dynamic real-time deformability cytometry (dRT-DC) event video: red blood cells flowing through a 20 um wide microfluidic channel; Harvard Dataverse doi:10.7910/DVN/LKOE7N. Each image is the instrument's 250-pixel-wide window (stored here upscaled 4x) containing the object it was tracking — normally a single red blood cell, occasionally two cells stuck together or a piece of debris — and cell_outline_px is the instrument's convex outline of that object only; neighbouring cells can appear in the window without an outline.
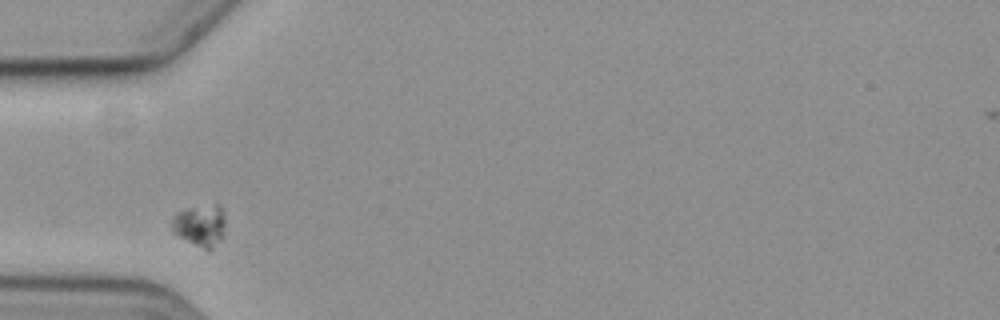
{"species": "common noctule bat (a hibernating species)", "species_latin": "Nyctalus noctula", "temperature_condition": "cold", "stored_images_in_passage": 4, "camera_frame_rate_fps": 3000, "um_per_image_px": 0.085, "animal": {"sex": "female", "body_mass_g": 19.3, "forearm_length_mm": 54.1}, "frame": {"image": 1, "passage_image": 1, "time_ms": 0.0, "image_size_px": [1000, 320], "cell_outline_px": [[224, 236], [208, 252], [172, 232], [172, 216], [176, 212], [188, 208], [216, 204], [220, 204], [224, 212]], "centroid_in_image_um": [17.03, 19.16], "position_along_channel_um": 68.0, "area_um2": 13.18}}
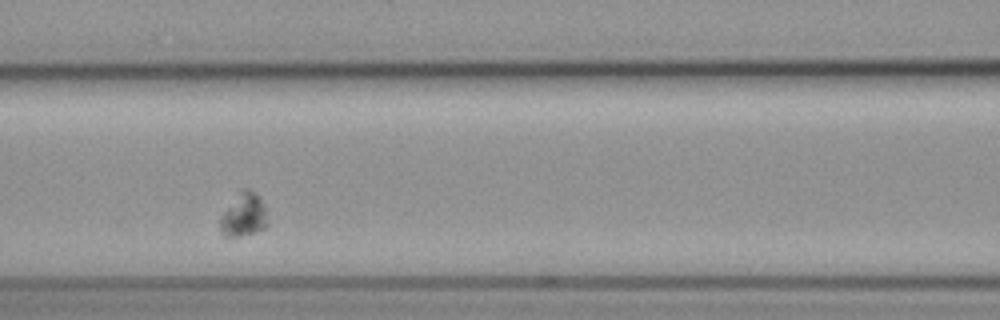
{"frame": {"image": 2, "passage_image": 3, "time_ms": 2.333, "image_size_px": [1000, 320], "cell_outline_px": [[268, 228], [240, 236], [224, 236], [220, 232], [220, 216], [240, 188], [248, 188], [260, 196], [264, 208], [268, 224]], "centroid_in_image_um": [20.71, 18.25], "position_along_channel_um": 145.9, "area_um2": 12.2}}
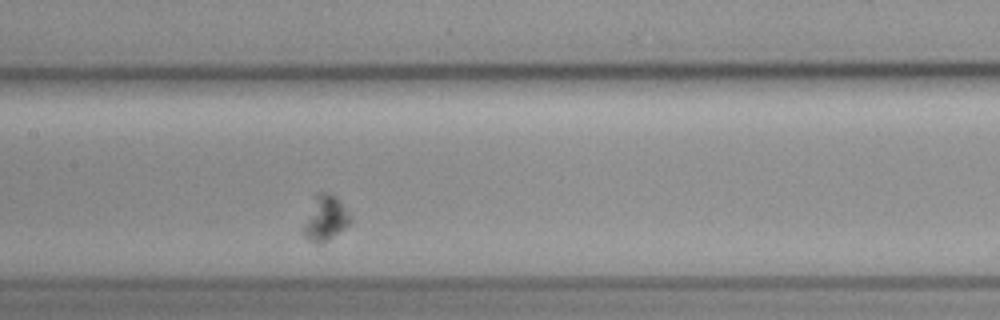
{"frame": {"image": 3, "passage_image": 4, "time_ms": 3.333, "image_size_px": [1000, 320], "cell_outline_px": [[352, 220], [340, 232], [328, 240], [320, 244], [316, 244], [304, 232], [304, 228], [312, 196], [316, 192], [332, 192], [344, 204], [352, 216]], "centroid_in_image_um": [27.7, 18.47], "position_along_channel_um": 179.7, "area_um2": 12.37}}